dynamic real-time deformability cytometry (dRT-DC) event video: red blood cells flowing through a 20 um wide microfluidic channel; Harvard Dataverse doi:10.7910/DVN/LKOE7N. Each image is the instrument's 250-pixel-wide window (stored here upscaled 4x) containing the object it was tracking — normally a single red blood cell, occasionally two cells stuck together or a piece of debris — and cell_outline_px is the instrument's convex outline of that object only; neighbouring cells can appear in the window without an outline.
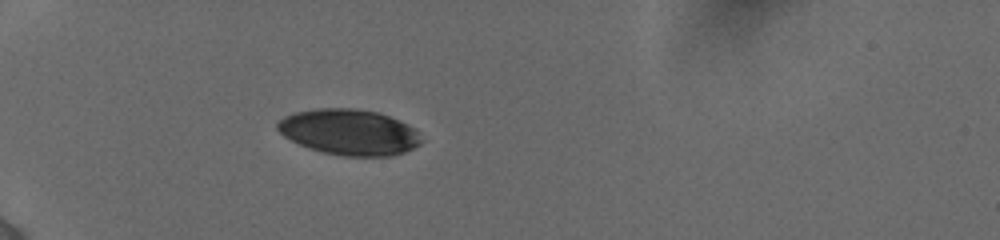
{"species": "human", "species_latin": "Homo sapiens", "temperature_condition": "cold", "stored_images_in_passage": 11, "camera_frame_rate_fps": 3000, "um_per_image_px": 0.085, "donor": {"sex": "female"}, "frame": {"image": 1, "passage_image": 1, "time_ms": 0.0, "image_size_px": [1000, 240], "cell_outline_px": [[424, 140], [420, 144], [404, 152], [392, 156], [344, 156], [324, 152], [308, 148], [284, 136], [276, 128], [276, 124], [284, 116], [296, 112], [320, 108], [352, 108], [376, 112], [388, 116], [416, 128]], "centroid_in_image_um": [29.71, 11.23], "position_along_channel_um": 55.3, "area_um2": 38.26}}
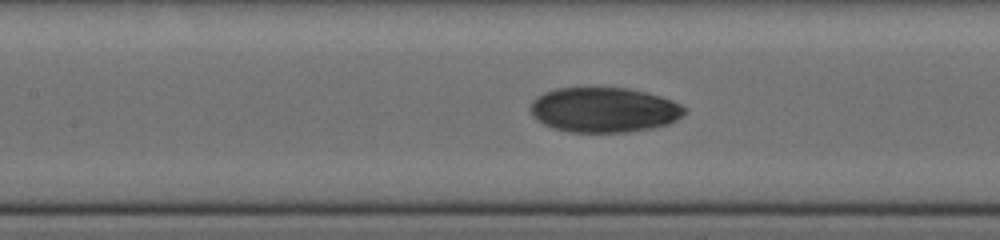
{"frame": {"image": 2, "passage_image": 7, "time_ms": 3.333, "image_size_px": [1000, 240], "cell_outline_px": [[688, 108], [676, 120], [668, 124], [652, 128], [628, 132], [568, 132], [552, 128], [544, 124], [532, 116], [528, 108], [532, 100], [536, 96], [544, 92], [556, 88], [628, 88], [660, 96], [672, 100]], "centroid_in_image_um": [51.3, 9.34], "position_along_channel_um": 156.1, "area_um2": 40.58}}
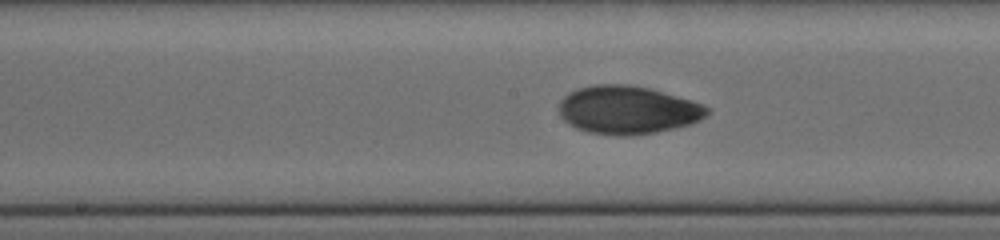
{"frame": {"image": 3, "passage_image": 10, "time_ms": 4.333, "image_size_px": [1000, 240], "cell_outline_px": [[712, 108], [700, 120], [688, 124], [656, 132], [632, 136], [620, 136], [588, 132], [576, 128], [568, 124], [560, 116], [560, 100], [568, 92], [580, 88], [596, 84], [628, 84], [648, 88], [692, 100]], "centroid_in_image_um": [53.34, 9.34], "position_along_channel_um": 194.9, "area_um2": 41.5}}